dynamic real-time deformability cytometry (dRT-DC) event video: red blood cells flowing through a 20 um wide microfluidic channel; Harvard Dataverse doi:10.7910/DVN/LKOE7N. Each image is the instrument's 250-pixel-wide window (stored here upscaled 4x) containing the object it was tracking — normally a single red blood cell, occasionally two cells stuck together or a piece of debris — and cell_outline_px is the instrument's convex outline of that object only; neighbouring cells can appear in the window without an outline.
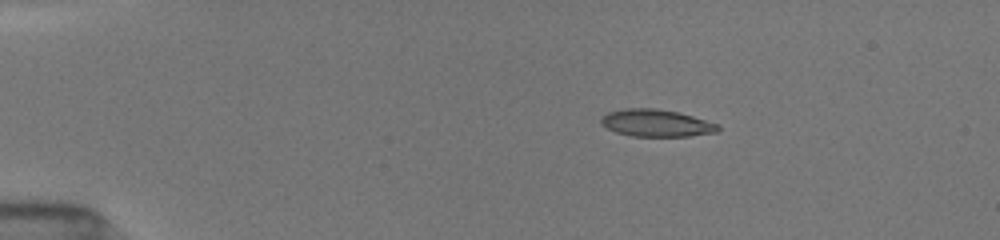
{"species": "common noctule bat (a hibernating species)", "species_latin": "Nyctalus noctula", "temperature_condition": "room temperature", "stored_images_in_passage": 9, "camera_frame_rate_fps": 3000, "um_per_image_px": 0.085, "animal": {"sex": "female", "body_mass_g": 19.5, "forearm_length_mm": 54.1}, "frame": {"image": 1, "passage_image": 6, "time_ms": 3.0, "image_size_px": [1000, 240], "cell_outline_px": [[720, 132], [688, 136], [632, 136], [616, 132], [608, 128], [600, 120], [608, 112], [624, 108], [656, 108], [680, 112], [720, 124]], "centroid_in_image_um": [55.86, 10.45], "position_along_channel_um": 29.1, "area_um2": 18.61}}